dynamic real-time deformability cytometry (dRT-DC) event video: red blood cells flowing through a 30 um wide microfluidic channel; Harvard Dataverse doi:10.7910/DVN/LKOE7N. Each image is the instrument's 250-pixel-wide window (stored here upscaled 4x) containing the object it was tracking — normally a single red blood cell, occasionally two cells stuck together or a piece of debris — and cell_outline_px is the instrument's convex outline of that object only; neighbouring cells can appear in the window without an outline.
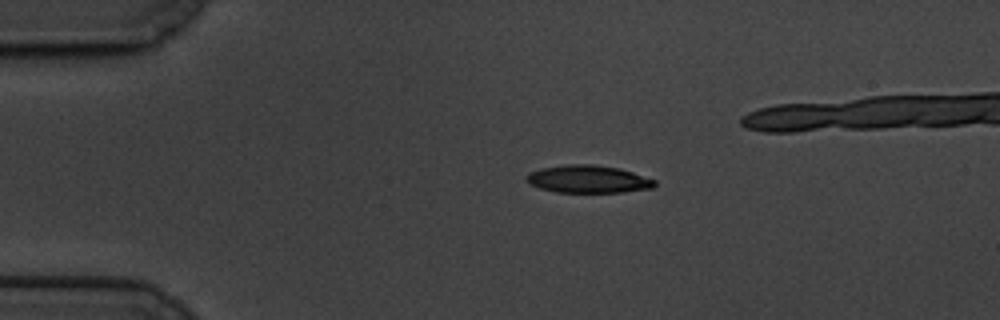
{"species": "common noctule bat (a hibernating species)", "species_latin": "Nyctalus noctula", "temperature_condition": "cold", "stored_images_in_passage": 41, "camera_frame_rate_fps": 3000, "um_per_image_px": 0.085, "animal": {"sex": "male", "body_mass_g": 19.5, "forearm_length_mm": 54.6}, "frame": {"image": 1, "passage_image": 1, "time_ms": 0.0, "image_size_px": [1000, 320], "cell_outline_px": [[656, 184], [652, 188], [620, 192], [556, 192], [540, 188], [532, 184], [524, 176], [528, 172], [540, 168], [568, 164], [592, 164], [620, 168], [656, 180]], "centroid_in_image_um": [49.98, 15.21], "position_along_channel_um": 35.0, "area_um2": 20.58}}
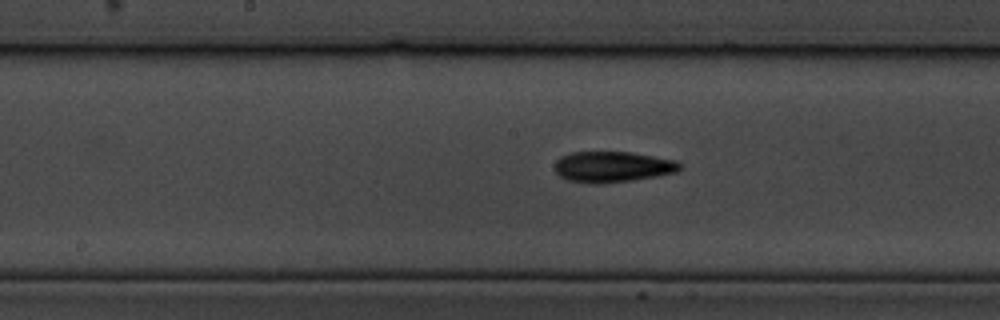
{"frame": {"image": 2, "passage_image": 19, "time_ms": 6.0, "image_size_px": [1000, 320], "cell_outline_px": [[680, 168], [676, 172], [656, 176], [632, 180], [604, 184], [592, 184], [568, 180], [560, 176], [552, 168], [556, 160], [560, 156], [572, 152], [632, 152], [676, 160], [680, 164]], "centroid_in_image_um": [52.01, 14.18], "position_along_channel_um": 196.2, "area_um2": 22.66}}
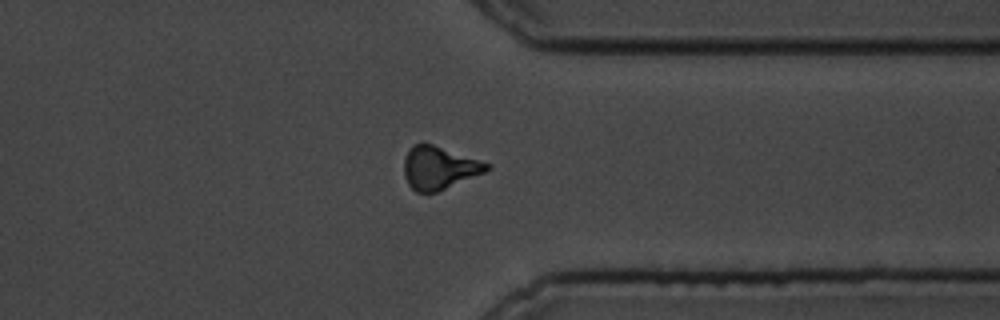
{"frame": {"image": 3, "passage_image": 35, "time_ms": 11.333, "image_size_px": [1000, 320], "cell_outline_px": [[492, 168], [484, 172], [436, 192], [416, 192], [408, 184], [404, 176], [404, 160], [408, 152], [416, 144], [432, 144], [492, 164]], "centroid_in_image_um": [37.33, 14.27], "position_along_channel_um": 374.1, "area_um2": 20.29}, "authors_computed_cell_mechanics": {"area_um2": 21.097, "velocity_mm_per_s": 3.3756, "shape_relaxation_time_tau1_ms": 3.2568, "shape_relaxation_time_tau2_ms": 8.2934, "deformation_change_tau1": 0.1388, "deformation_change_tau2": 0.1778}}